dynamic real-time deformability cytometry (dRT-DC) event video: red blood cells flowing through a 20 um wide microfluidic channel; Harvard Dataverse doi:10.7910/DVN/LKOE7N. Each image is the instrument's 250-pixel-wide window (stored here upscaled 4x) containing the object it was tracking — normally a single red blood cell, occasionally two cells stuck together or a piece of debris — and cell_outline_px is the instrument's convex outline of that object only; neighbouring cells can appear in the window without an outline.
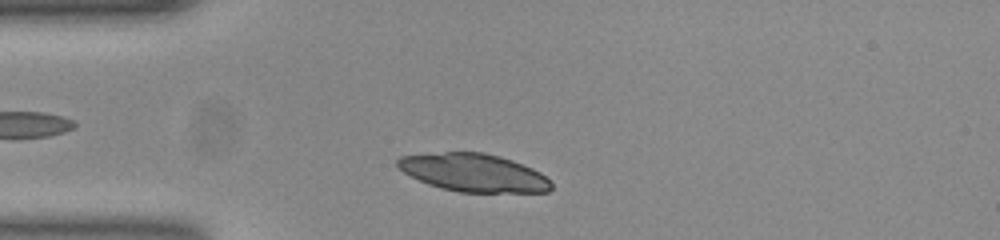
{"species": "common noctule bat (a hibernating species)", "species_latin": "Nyctalus noctula", "temperature_condition": "room temperature", "stored_images_in_passage": 38, "camera_frame_rate_fps": 3000, "um_per_image_px": 0.085, "animal": {"sex": "female", "body_mass_g": 23.0, "forearm_length_mm": 53.4}, "frame": {"image": 1, "passage_image": 4, "time_ms": 1.0, "image_size_px": [1000, 240], "cell_outline_px": [[552, 188], [548, 192], [460, 192], [440, 188], [428, 184], [404, 172], [396, 164], [396, 160], [400, 156], [444, 152], [484, 152], [512, 160], [532, 168], [540, 172], [552, 184]], "centroid_in_image_um": [40.26, 14.68], "position_along_channel_um": 44.7, "area_um2": 33.76}}